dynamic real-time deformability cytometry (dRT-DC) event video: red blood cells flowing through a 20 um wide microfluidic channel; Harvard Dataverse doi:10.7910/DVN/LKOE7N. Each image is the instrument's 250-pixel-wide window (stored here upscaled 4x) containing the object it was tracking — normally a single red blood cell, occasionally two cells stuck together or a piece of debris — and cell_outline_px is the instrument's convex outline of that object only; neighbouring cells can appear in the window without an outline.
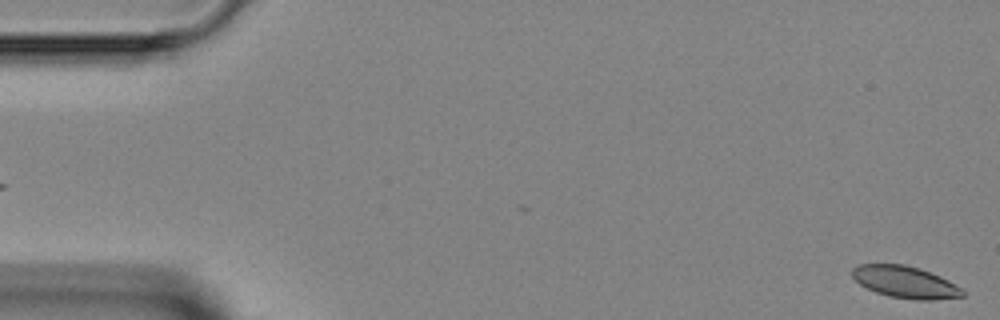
{"species": "Egyptian fruit bat (a non-hibernating species)", "species_latin": "Rousettus aegyptiacus", "temperature_condition": "room temperature", "stored_images_in_passage": 6, "camera_frame_rate_fps": 3000, "um_per_image_px": 0.085, "animal": {"sex": "female"}, "frame": {"image": 1, "passage_image": 1, "time_ms": 0.0, "image_size_px": [1000, 320], "cell_outline_px": [[964, 296], [932, 300], [916, 300], [888, 296], [876, 292], [860, 284], [852, 276], [852, 268], [856, 264], [904, 264], [920, 268], [940, 276], [964, 288]], "centroid_in_image_um": [76.96, 23.97], "position_along_channel_um": 8.0, "area_um2": 20.63}}
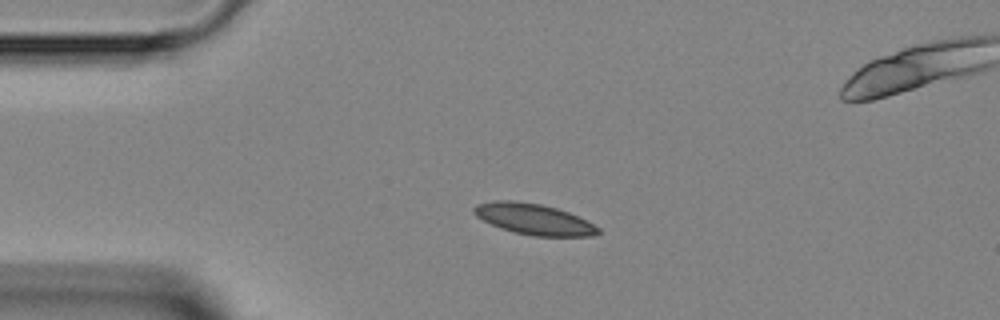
{"frame": {"image": 2, "passage_image": 4, "time_ms": 3.333, "image_size_px": [1000, 320], "cell_outline_px": [[600, 232], [592, 236], [536, 236], [512, 232], [500, 228], [476, 216], [472, 212], [472, 208], [476, 204], [496, 200], [512, 200], [540, 204], [556, 208], [568, 212], [600, 228]], "centroid_in_image_um": [45.33, 18.62], "position_along_channel_um": 39.7, "area_um2": 22.2}}